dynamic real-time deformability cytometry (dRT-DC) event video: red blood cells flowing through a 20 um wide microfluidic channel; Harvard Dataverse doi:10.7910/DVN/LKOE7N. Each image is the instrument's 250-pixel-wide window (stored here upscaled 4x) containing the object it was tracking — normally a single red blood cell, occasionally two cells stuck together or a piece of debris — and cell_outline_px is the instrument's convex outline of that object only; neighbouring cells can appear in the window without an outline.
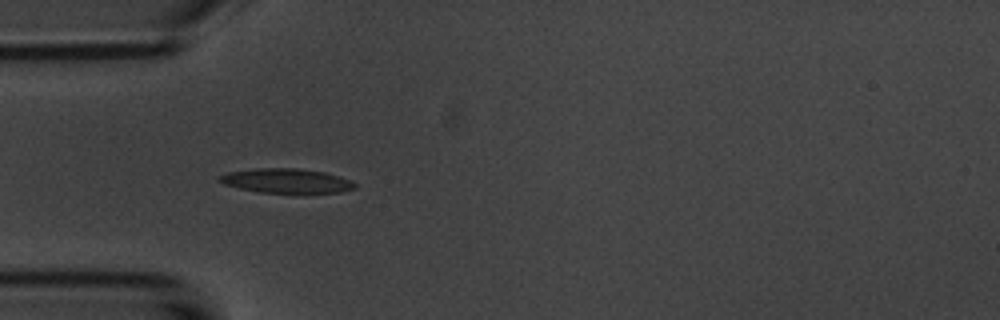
{"species": "common noctule bat (a hibernating species)", "species_latin": "Nyctalus noctula", "temperature_condition": "room temperature", "stored_images_in_passage": 6, "camera_frame_rate_fps": 3000, "um_per_image_px": 0.085, "animal": {"sex": "male", "body_mass_g": 20.1, "forearm_length_mm": 53.5}, "frame": {"image": 1, "passage_image": 5, "time_ms": 4.667, "image_size_px": [1000, 320], "cell_outline_px": [[356, 188], [340, 192], [260, 192], [240, 188], [224, 184], [216, 180], [220, 176], [228, 172], [256, 168], [300, 168], [324, 172], [340, 176], [356, 184]], "centroid_in_image_um": [24.33, 15.35], "position_along_channel_um": 60.7, "area_um2": 19.02}}
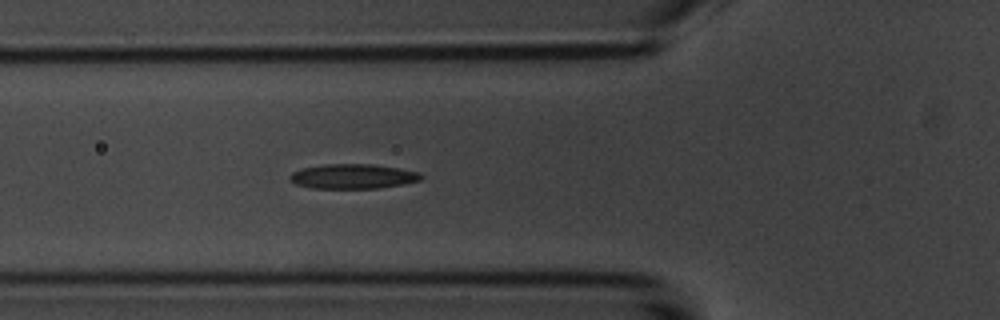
{"frame": {"image": 2, "passage_image": 6, "time_ms": 5.667, "image_size_px": [1000, 320], "cell_outline_px": [[424, 176], [420, 180], [404, 184], [380, 188], [312, 188], [296, 184], [288, 176], [292, 172], [300, 168], [324, 164], [372, 164], [400, 168], [420, 172]], "centroid_in_image_um": [30.02, 14.98], "position_along_channel_um": 95.8, "area_um2": 19.02}}